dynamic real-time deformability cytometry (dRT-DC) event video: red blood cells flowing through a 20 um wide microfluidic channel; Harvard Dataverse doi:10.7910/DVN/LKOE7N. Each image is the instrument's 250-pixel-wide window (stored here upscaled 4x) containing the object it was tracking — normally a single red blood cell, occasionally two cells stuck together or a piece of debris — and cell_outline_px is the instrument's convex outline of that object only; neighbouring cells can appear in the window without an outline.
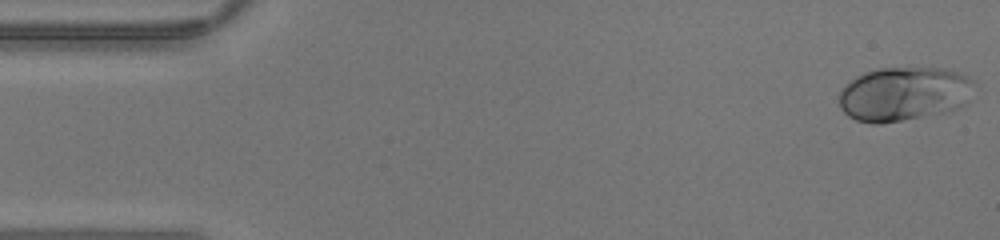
{"species": "human", "species_latin": "Homo sapiens", "temperature_condition": "warm", "stored_images_in_passage": 42, "camera_frame_rate_fps": 3000, "um_per_image_px": 0.085, "donor": {"sex": "male"}, "frame": {"image": 1, "passage_image": 1, "time_ms": 0.0, "image_size_px": [1000, 240], "cell_outline_px": [[972, 80], [968, 104], [952, 112], [880, 124], [876, 124], [856, 120], [848, 116], [840, 108], [840, 92], [844, 84], [856, 76], [864, 72], [880, 68], [948, 68], [968, 76]], "centroid_in_image_um": [76.84, 7.99], "position_along_channel_um": 8.2, "area_um2": 43.12}}
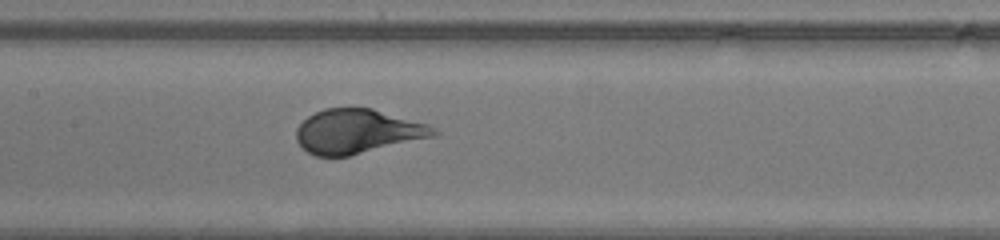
{"frame": {"image": 2, "passage_image": 20, "time_ms": 6.333, "image_size_px": [1000, 240], "cell_outline_px": [[440, 132], [436, 136], [348, 156], [316, 156], [308, 152], [296, 140], [296, 128], [308, 116], [324, 108], [372, 108], [428, 124]], "centroid_in_image_um": [30.39, 11.17], "position_along_channel_um": 177.0, "area_um2": 35.32}}
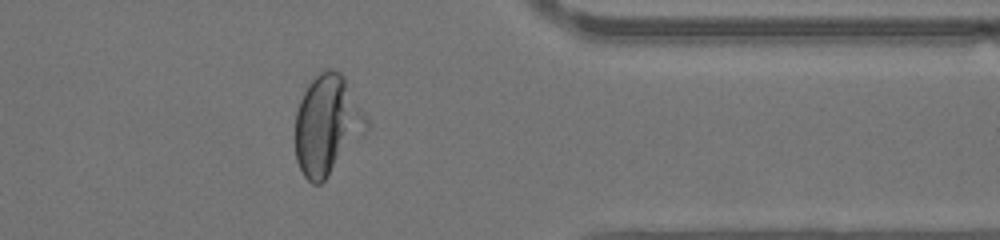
{"frame": {"image": 3, "passage_image": 34, "time_ms": 11.0, "image_size_px": [1000, 240], "cell_outline_px": [[372, 124], [364, 136], [328, 176], [320, 184], [312, 184], [304, 176], [296, 160], [296, 112], [300, 100], [308, 84], [324, 68], [332, 68], [340, 72], [344, 76]], "centroid_in_image_um": [27.85, 10.61], "position_along_channel_um": 383.5, "area_um2": 41.73}}